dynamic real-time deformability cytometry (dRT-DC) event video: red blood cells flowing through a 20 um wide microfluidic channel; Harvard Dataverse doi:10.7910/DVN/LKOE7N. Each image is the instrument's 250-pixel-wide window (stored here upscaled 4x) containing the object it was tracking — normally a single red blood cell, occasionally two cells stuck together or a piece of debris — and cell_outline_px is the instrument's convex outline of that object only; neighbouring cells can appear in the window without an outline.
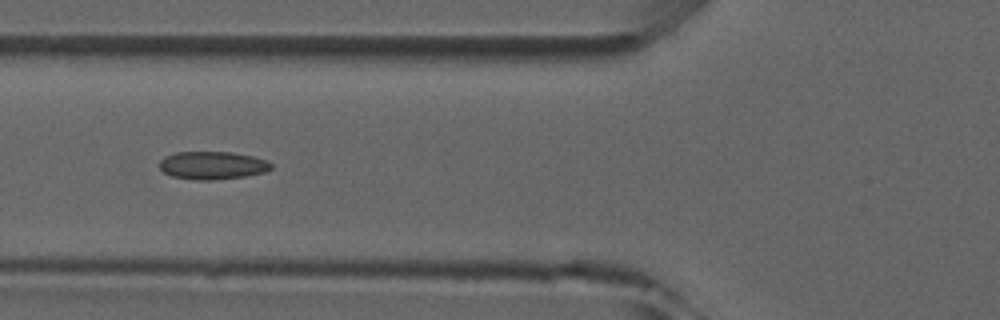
{"species": "common noctule bat (a hibernating species)", "species_latin": "Nyctalus noctula", "temperature_condition": "room temperature", "stored_images_in_passage": 5, "camera_frame_rate_fps": 3000, "um_per_image_px": 0.085, "animal": {"sex": "male", "forearm_length_mm": 52.5}, "frame": {"image": 1, "passage_image": 5, "time_ms": 4.333, "image_size_px": [1000, 320], "cell_outline_px": [[272, 168], [264, 172], [244, 176], [216, 180], [196, 180], [172, 176], [164, 172], [160, 168], [160, 160], [164, 156], [176, 152], [232, 152], [252, 156], [268, 160], [272, 164]], "centroid_in_image_um": [18.06, 14.05], "position_along_channel_um": 107.7, "area_um2": 18.21}}